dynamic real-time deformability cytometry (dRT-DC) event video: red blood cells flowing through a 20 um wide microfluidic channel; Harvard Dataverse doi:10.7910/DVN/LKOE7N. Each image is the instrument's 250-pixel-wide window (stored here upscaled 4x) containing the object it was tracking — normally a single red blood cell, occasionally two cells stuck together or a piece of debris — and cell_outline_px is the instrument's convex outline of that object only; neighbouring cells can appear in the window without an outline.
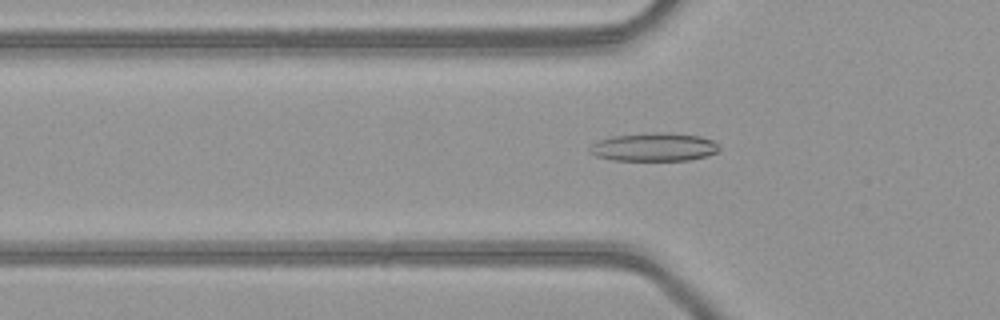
{"species": "common noctule bat (a hibernating species)", "species_latin": "Nyctalus noctula", "temperature_condition": "warm", "stored_images_in_passage": 50, "camera_frame_rate_fps": 3000, "um_per_image_px": 0.085, "animal": {"sex": "female", "body_mass_g": 21.9}, "frame": {"image": 1, "passage_image": 17, "time_ms": 5.333, "image_size_px": [1000, 320], "cell_outline_px": [[720, 148], [716, 152], [708, 156], [688, 160], [612, 160], [596, 156], [588, 152], [588, 148], [592, 144], [600, 140], [612, 136], [656, 132], [660, 132], [700, 136], [712, 140]], "centroid_in_image_um": [55.57, 12.5], "position_along_channel_um": 70.2, "area_um2": 21.27}}
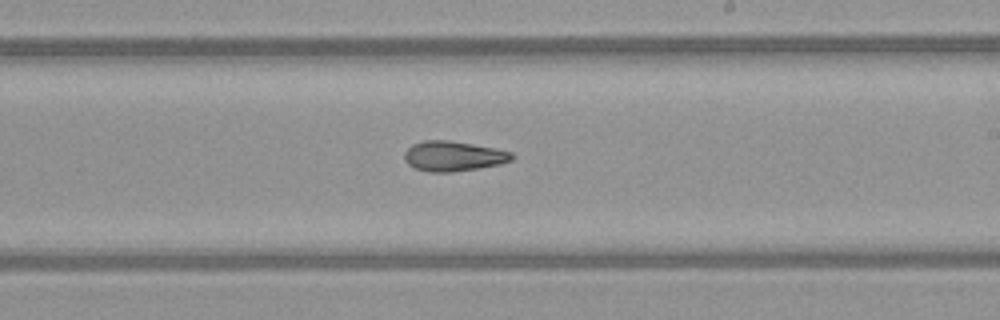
{"frame": {"image": 2, "passage_image": 30, "time_ms": 9.667, "image_size_px": [1000, 320], "cell_outline_px": [[516, 156], [512, 160], [500, 164], [452, 172], [428, 172], [412, 168], [404, 160], [404, 152], [412, 144], [424, 140], [448, 140], [496, 148], [512, 152]], "centroid_in_image_um": [38.52, 13.27], "position_along_channel_um": 250.5, "area_um2": 18.96}}
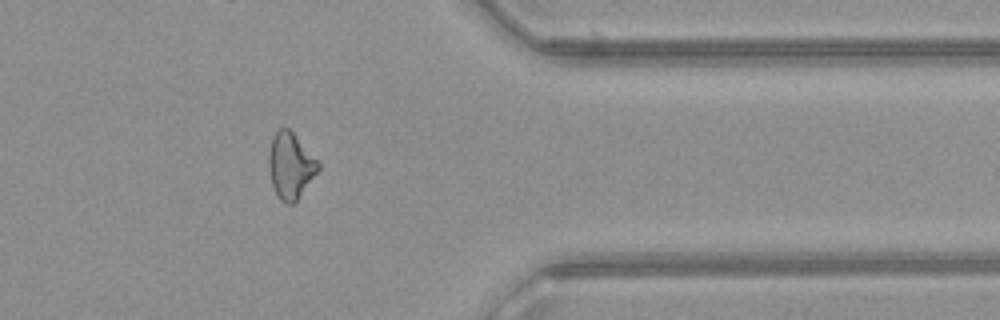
{"frame": {"image": 3, "passage_image": 41, "time_ms": 13.333, "image_size_px": [1000, 320], "cell_outline_px": [[320, 168], [296, 200], [292, 204], [288, 204], [280, 200], [276, 196], [272, 184], [268, 164], [268, 156], [272, 136], [280, 128], [288, 128], [292, 132], [320, 164]], "centroid_in_image_um": [24.66, 14.09], "position_along_channel_um": 386.7, "area_um2": 18.61}}